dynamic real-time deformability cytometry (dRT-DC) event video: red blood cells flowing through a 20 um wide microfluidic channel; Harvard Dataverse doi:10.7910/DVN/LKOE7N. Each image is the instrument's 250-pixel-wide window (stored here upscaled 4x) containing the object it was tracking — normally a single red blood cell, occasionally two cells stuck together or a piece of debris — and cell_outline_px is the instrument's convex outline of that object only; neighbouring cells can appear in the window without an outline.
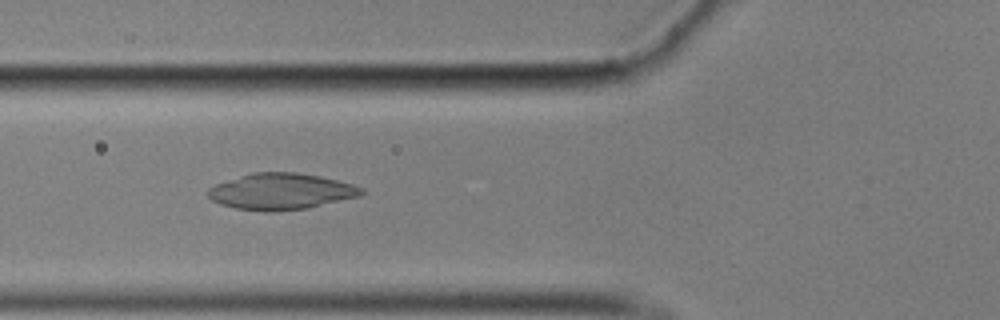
{"species": "common noctule bat (a hibernating species)", "species_latin": "Nyctalus noctula", "temperature_condition": "cold", "stored_images_in_passage": 57, "camera_frame_rate_fps": 3000, "um_per_image_px": 0.085, "animal": {"sex": "male", "body_mass_g": 17.9}, "frame": {"image": 1, "passage_image": 21, "time_ms": 6.667, "image_size_px": [1000, 320], "cell_outline_px": [[368, 192], [360, 196], [308, 208], [264, 212], [236, 208], [220, 204], [212, 200], [208, 196], [208, 188], [216, 184], [252, 172], [296, 172], [320, 176], [352, 184], [364, 188]], "centroid_in_image_um": [23.92, 16.27], "position_along_channel_um": 101.9, "area_um2": 32.43}}
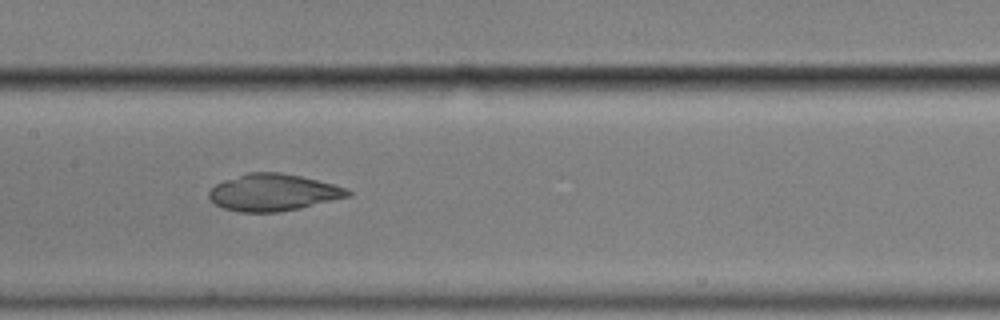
{"frame": {"image": 2, "passage_image": 28, "time_ms": 9.0, "image_size_px": [1000, 320], "cell_outline_px": [[352, 196], [300, 208], [280, 212], [240, 212], [224, 208], [216, 204], [208, 196], [208, 192], [216, 184], [224, 180], [248, 172], [280, 172], [300, 176], [332, 184], [344, 188], [352, 192]], "centroid_in_image_um": [23.22, 16.36], "position_along_channel_um": 184.2, "area_um2": 29.71}}
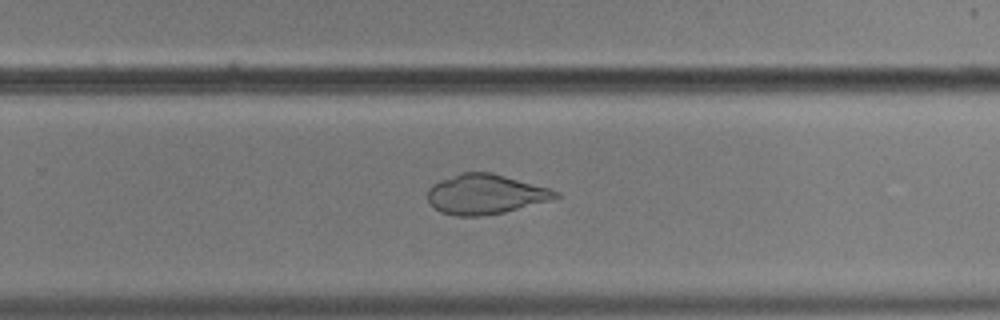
{"frame": {"image": 3, "passage_image": 37, "time_ms": 12.0, "image_size_px": [1000, 320], "cell_outline_px": [[560, 196], [556, 200], [504, 212], [480, 216], [456, 216], [440, 212], [428, 200], [428, 188], [432, 184], [440, 180], [460, 172], [492, 172], [548, 188], [560, 192]], "centroid_in_image_um": [41.29, 16.51], "position_along_channel_um": 288.5, "area_um2": 29.88}}